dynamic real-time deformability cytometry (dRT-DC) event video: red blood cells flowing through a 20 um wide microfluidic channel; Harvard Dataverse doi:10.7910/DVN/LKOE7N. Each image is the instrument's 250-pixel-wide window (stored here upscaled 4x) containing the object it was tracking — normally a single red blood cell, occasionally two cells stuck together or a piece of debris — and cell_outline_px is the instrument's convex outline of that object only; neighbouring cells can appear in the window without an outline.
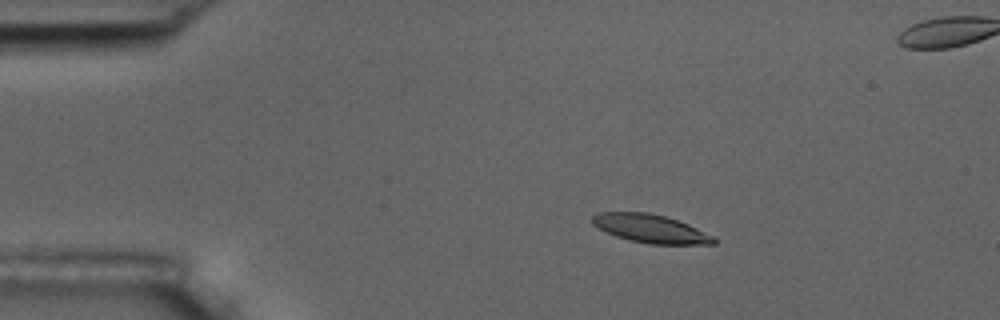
{"species": "common noctule bat (a hibernating species)", "species_latin": "Nyctalus noctula", "temperature_condition": "room temperature", "stored_images_in_passage": 4, "segment_of_instrument_passage": [1, 2], "camera_frame_rate_fps": 3000, "um_per_image_px": 0.085, "animal": {"sex": "male", "body_mass_g": 17.5, "forearm_length_mm": 52.3}, "frame": {"image": 1, "passage_image": 2, "time_ms": 1.333, "image_size_px": [1000, 320], "cell_outline_px": [[716, 244], [648, 244], [616, 236], [592, 224], [592, 216], [600, 212], [648, 212], [664, 216], [688, 224], [716, 236]], "centroid_in_image_um": [55.35, 19.43], "position_along_channel_um": 29.7, "area_um2": 19.94}}